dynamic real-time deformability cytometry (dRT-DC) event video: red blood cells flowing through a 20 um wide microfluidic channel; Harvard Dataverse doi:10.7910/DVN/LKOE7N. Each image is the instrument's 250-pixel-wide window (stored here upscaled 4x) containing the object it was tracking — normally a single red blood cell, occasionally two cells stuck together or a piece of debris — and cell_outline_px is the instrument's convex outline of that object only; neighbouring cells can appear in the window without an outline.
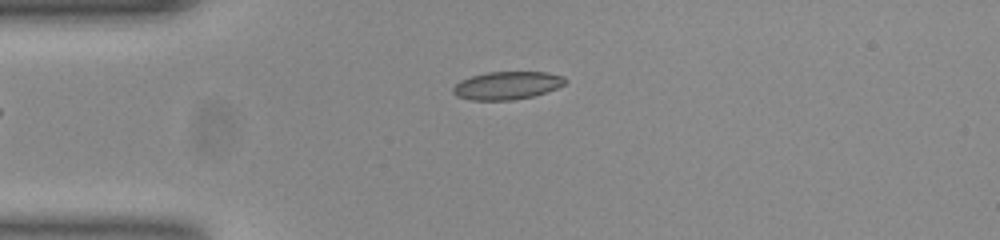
{"species": "common noctule bat (a hibernating species)", "species_latin": "Nyctalus noctula", "temperature_condition": "room temperature", "stored_images_in_passage": 36, "camera_frame_rate_fps": 3000, "um_per_image_px": 0.085, "animal": {"sex": "female", "body_mass_g": 23.0, "forearm_length_mm": 53.4}, "frame": {"image": 1, "passage_image": 1, "time_ms": 0.0, "image_size_px": [1000, 240], "cell_outline_px": [[568, 80], [564, 84], [556, 88], [532, 96], [512, 100], [472, 100], [456, 96], [452, 92], [452, 88], [460, 80], [472, 76], [488, 72], [548, 72], [564, 76]], "centroid_in_image_um": [43.09, 7.26], "position_along_channel_um": 41.9, "area_um2": 18.21}}
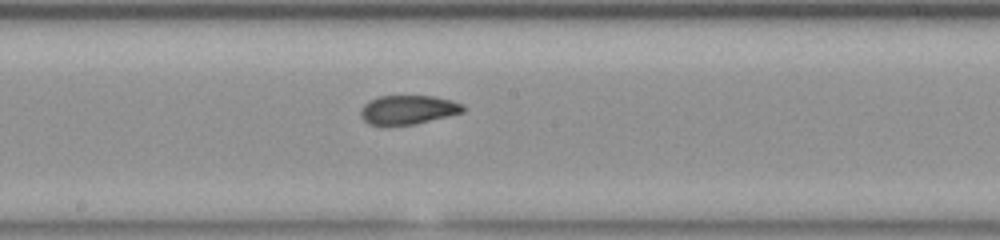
{"frame": {"image": 2, "passage_image": 16, "time_ms": 5.0, "image_size_px": [1000, 240], "cell_outline_px": [[464, 112], [448, 116], [412, 124], [368, 124], [360, 116], [360, 108], [368, 100], [376, 96], [432, 96], [452, 100], [464, 104]], "centroid_in_image_um": [34.67, 9.3], "position_along_channel_um": 213.5, "area_um2": 17.22}}
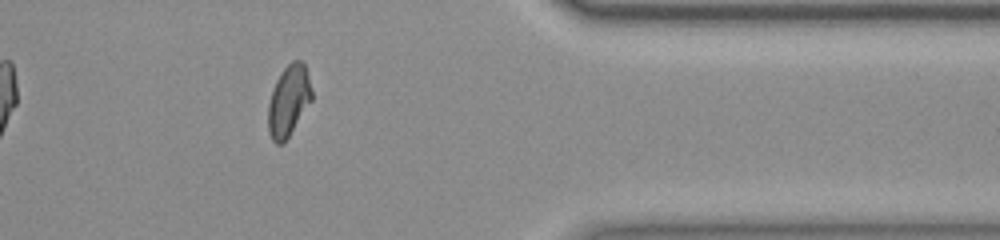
{"frame": {"image": 3, "passage_image": 31, "time_ms": 10.0, "image_size_px": [1000, 240], "cell_outline_px": [[312, 100], [284, 144], [276, 144], [272, 140], [268, 132], [268, 104], [276, 80], [280, 72], [292, 60], [304, 60], [312, 92]], "centroid_in_image_um": [24.53, 8.57], "position_along_channel_um": 386.9, "area_um2": 18.21}, "authors_computed_cell_mechanics": {"area_um2": 17.7735, "velocity_mm_per_s": 3.863, "shape_relaxation_time_tau1_ms": null, "shape_relaxation_time_tau2_ms": 1.5191, "deformation_change_tau1": null, "deformation_change_tau2": 0.0669}}